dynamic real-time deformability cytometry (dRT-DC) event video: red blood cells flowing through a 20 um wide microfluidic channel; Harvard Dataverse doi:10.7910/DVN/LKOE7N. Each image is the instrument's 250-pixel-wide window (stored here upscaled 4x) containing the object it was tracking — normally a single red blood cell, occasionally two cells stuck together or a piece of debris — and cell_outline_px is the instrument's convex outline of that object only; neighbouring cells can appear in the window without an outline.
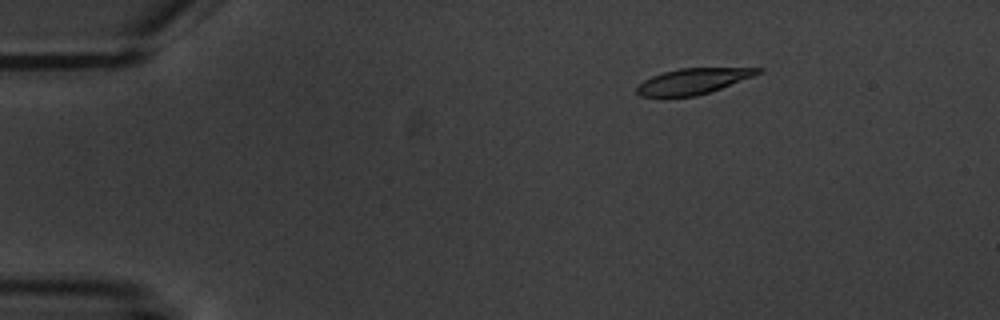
{"species": "common noctule bat (a hibernating species)", "species_latin": "Nyctalus noctula", "temperature_condition": "warm", "stored_images_in_passage": 6, "camera_frame_rate_fps": 3000, "um_per_image_px": 0.085, "animal": {"sex": "male", "body_mass_g": 20.1, "forearm_length_mm": 53.5}, "frame": {"image": 1, "passage_image": 3, "time_ms": 2.333, "image_size_px": [1000, 320], "cell_outline_px": [[764, 72], [720, 88], [696, 96], [640, 96], [636, 92], [636, 84], [652, 76], [664, 72], [680, 68], [764, 68]], "centroid_in_image_um": [58.89, 6.89], "position_along_channel_um": 26.1, "area_um2": 17.92}}
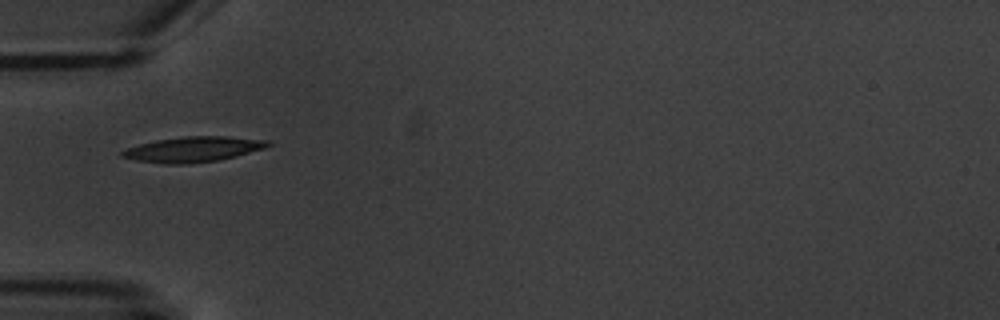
{"frame": {"image": 2, "passage_image": 6, "time_ms": 5.667, "image_size_px": [1000, 320], "cell_outline_px": [[272, 144], [264, 148], [236, 156], [216, 160], [184, 164], [164, 164], [136, 160], [120, 156], [120, 152], [128, 148], [140, 144], [156, 140], [184, 136], [228, 136], [272, 140]], "centroid_in_image_um": [16.45, 12.68], "position_along_channel_um": 68.6, "area_um2": 21.44}}